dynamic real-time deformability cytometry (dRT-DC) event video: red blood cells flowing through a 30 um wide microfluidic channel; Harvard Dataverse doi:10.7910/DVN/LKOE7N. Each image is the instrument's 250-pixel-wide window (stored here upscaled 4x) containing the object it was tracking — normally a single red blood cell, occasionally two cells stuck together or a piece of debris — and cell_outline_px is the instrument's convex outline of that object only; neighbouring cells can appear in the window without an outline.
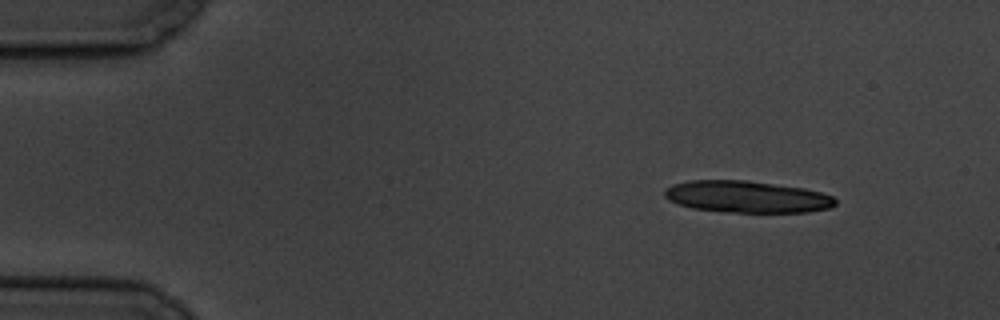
{"species": "common noctule bat (a hibernating species)", "species_latin": "Nyctalus noctula", "temperature_condition": "cold", "stored_images_in_passage": 4, "camera_frame_rate_fps": 3000, "um_per_image_px": 0.085, "animal": {"sex": "male", "body_mass_g": 19.5, "forearm_length_mm": 54.6}, "frame": {"image": 1, "passage_image": 1, "time_ms": 0.0, "image_size_px": [1000, 320], "cell_outline_px": [[836, 204], [832, 208], [808, 212], [728, 212], [692, 208], [668, 200], [664, 196], [664, 192], [672, 184], [688, 180], [748, 180], [804, 188], [820, 192], [832, 196], [836, 200]], "centroid_in_image_um": [63.5, 16.72], "position_along_channel_um": 21.5, "area_um2": 31.73}}